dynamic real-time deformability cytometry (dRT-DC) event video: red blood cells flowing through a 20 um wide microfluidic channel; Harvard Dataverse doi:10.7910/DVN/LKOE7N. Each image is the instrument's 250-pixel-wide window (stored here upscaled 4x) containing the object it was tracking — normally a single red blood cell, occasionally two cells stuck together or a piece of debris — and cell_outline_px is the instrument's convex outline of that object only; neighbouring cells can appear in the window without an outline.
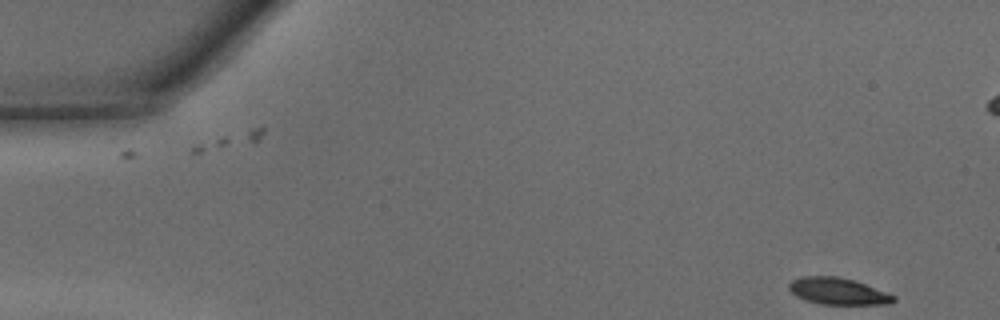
{"species": "common noctule bat (a hibernating species)", "species_latin": "Nyctalus noctula", "temperature_condition": "warm", "stored_images_in_passage": 35, "camera_frame_rate_fps": 3000, "um_per_image_px": 0.085, "animal": {"sex": "male", "body_mass_g": 15.6}, "frame": {"image": 1, "passage_image": 1, "time_ms": 0.0, "image_size_px": [1000, 320], "cell_outline_px": [[896, 300], [892, 304], [820, 304], [804, 300], [796, 296], [788, 288], [788, 284], [792, 280], [800, 276], [836, 276], [856, 280], [896, 296]], "centroid_in_image_um": [71.23, 24.75], "position_along_channel_um": 13.8, "area_um2": 16.47}}
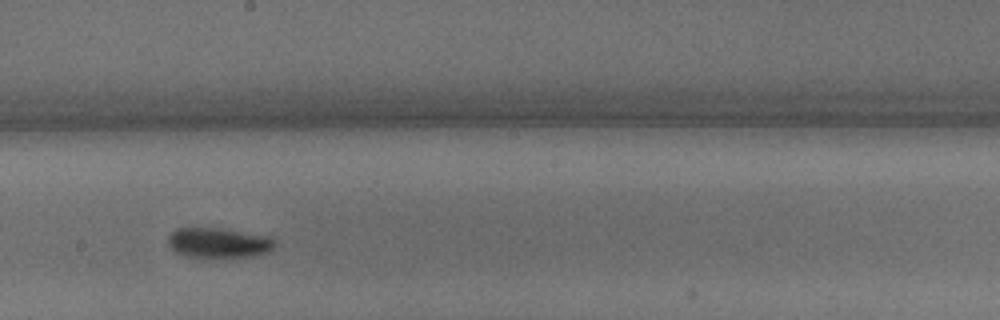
{"frame": {"image": 2, "passage_image": 24, "time_ms": 7.667, "image_size_px": [1000, 320], "cell_outline_px": [[276, 244], [272, 248], [264, 252], [252, 256], [220, 260], [208, 260], [188, 256], [176, 252], [168, 244], [168, 236], [176, 228], [220, 228], [272, 236]], "centroid_in_image_um": [18.58, 20.68], "position_along_channel_um": 229.6, "area_um2": 19.42}}
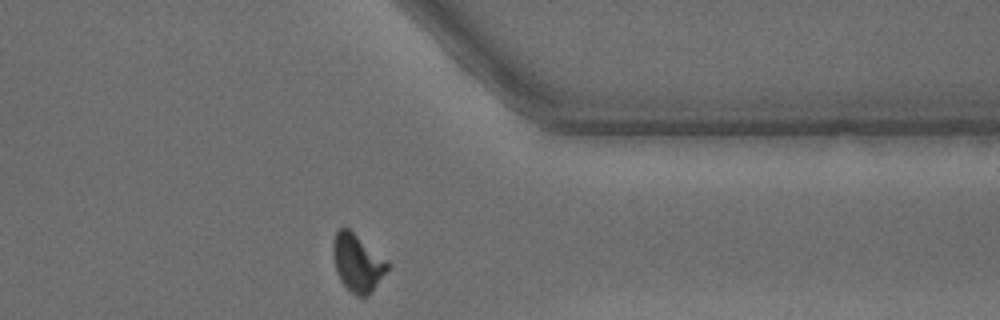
{"frame": {"image": 3, "passage_image": 35, "time_ms": 11.333, "image_size_px": [1000, 320], "cell_outline_px": [[388, 268], [368, 296], [356, 296], [340, 280], [336, 272], [332, 252], [332, 244], [336, 232], [340, 228], [348, 228], [388, 260]], "centroid_in_image_um": [30.36, 22.32], "position_along_channel_um": 381.0, "area_um2": 18.03}, "authors_computed_cell_mechanics": {"area_um2": 18.1492, "velocity_mm_per_s": 4.3403, "shape_relaxation_time_tau1_ms": 2.2404, "shape_relaxation_time_tau2_ms": 1.7408, "deformation_change_tau1": 0.1338, "deformation_change_tau2": 0.0708}}